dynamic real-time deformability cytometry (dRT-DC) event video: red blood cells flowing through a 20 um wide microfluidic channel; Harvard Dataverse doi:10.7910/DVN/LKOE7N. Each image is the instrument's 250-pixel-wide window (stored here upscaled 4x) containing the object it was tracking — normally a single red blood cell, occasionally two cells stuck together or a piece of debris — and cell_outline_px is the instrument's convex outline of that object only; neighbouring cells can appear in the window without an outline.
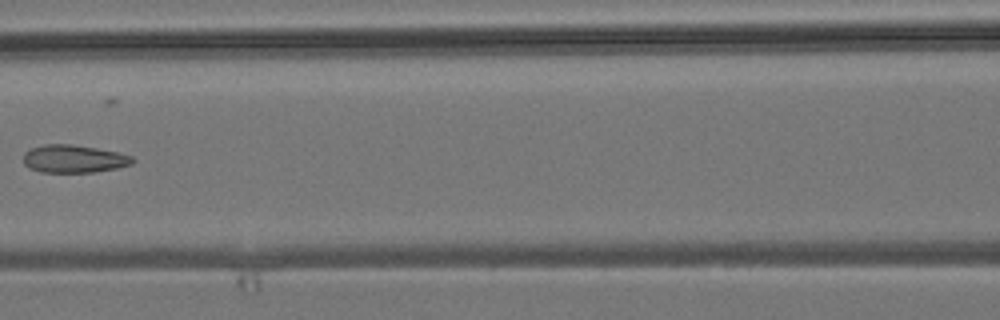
{"species": "common noctule bat (a hibernating species)", "species_latin": "Nyctalus noctula", "temperature_condition": "room temperature", "stored_images_in_passage": 7, "camera_frame_rate_fps": 3000, "um_per_image_px": 0.085, "animal": {"sex": "male", "body_mass_g": 19.2, "forearm_length_mm": 51.8}, "frame": {"image": 1, "passage_image": 6, "time_ms": 6.0, "image_size_px": [1000, 320], "cell_outline_px": [[136, 160], [132, 164], [116, 168], [96, 172], [40, 172], [28, 168], [24, 164], [24, 152], [32, 148], [44, 144], [72, 144], [96, 148], [116, 152], [132, 156]], "centroid_in_image_um": [6.27, 13.5], "position_along_channel_um": 160.3, "area_um2": 17.74}}
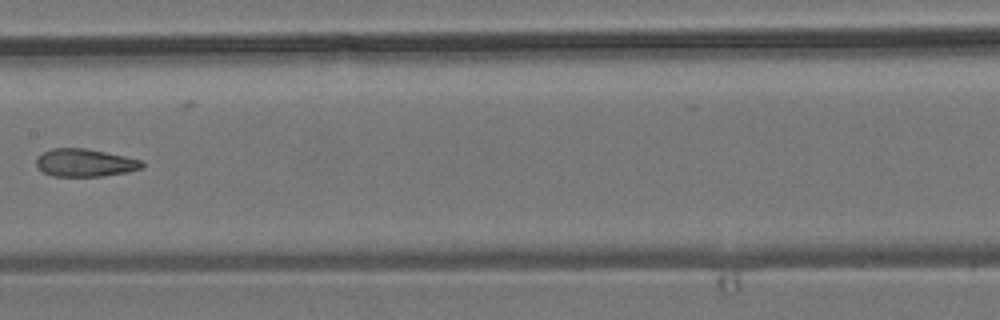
{"frame": {"image": 2, "passage_image": 7, "time_ms": 7.0, "image_size_px": [1000, 320], "cell_outline_px": [[144, 168], [128, 172], [104, 176], [52, 176], [44, 172], [36, 164], [36, 156], [52, 148], [84, 148], [144, 160]], "centroid_in_image_um": [7.25, 13.84], "position_along_channel_um": 200.1, "area_um2": 17.17}}